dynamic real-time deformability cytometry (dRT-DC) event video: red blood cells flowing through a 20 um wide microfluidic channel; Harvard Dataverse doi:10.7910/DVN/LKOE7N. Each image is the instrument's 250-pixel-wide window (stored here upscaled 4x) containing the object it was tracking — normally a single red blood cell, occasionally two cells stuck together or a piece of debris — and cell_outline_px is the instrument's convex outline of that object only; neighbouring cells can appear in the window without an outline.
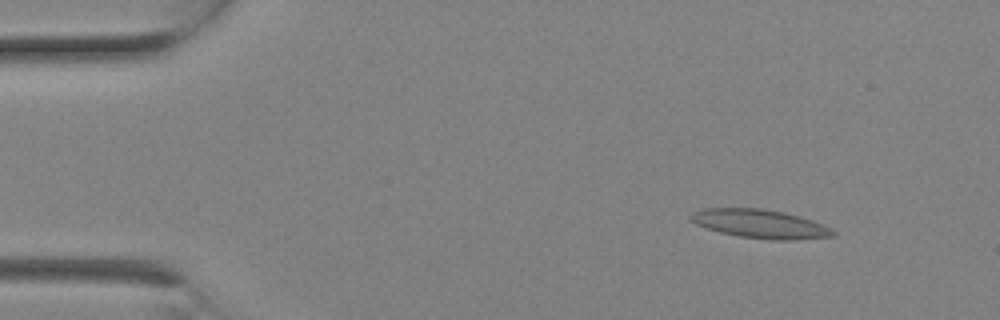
{"species": "Egyptian fruit bat (a non-hibernating species)", "species_latin": "Rousettus aegyptiacus", "temperature_condition": "room temperature", "stored_images_in_passage": 2, "camera_frame_rate_fps": 3000, "um_per_image_px": 0.085, "animal": {"sex": "female"}, "frame": {"image": 1, "passage_image": 1, "time_ms": 0.0, "image_size_px": [1000, 320], "cell_outline_px": [[836, 236], [792, 240], [772, 240], [740, 236], [720, 232], [696, 224], [688, 220], [688, 216], [692, 212], [704, 208], [760, 208], [784, 212], [812, 220], [832, 228], [836, 232]], "centroid_in_image_um": [64.61, 19.02], "position_along_channel_um": 20.4, "area_um2": 23.87}}
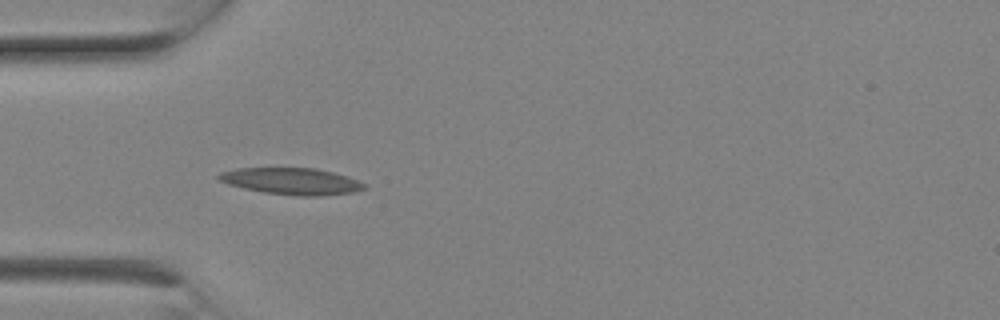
{"frame": {"image": 2, "passage_image": 2, "time_ms": 0.333, "image_size_px": [1000, 320], "cell_outline_px": [[368, 184], [364, 188], [352, 192], [320, 196], [300, 196], [264, 192], [244, 188], [228, 184], [220, 180], [216, 176], [220, 172], [236, 168], [316, 168], [332, 172]], "centroid_in_image_um": [24.75, 15.4], "position_along_channel_um": 60.2, "area_um2": 22.37}}